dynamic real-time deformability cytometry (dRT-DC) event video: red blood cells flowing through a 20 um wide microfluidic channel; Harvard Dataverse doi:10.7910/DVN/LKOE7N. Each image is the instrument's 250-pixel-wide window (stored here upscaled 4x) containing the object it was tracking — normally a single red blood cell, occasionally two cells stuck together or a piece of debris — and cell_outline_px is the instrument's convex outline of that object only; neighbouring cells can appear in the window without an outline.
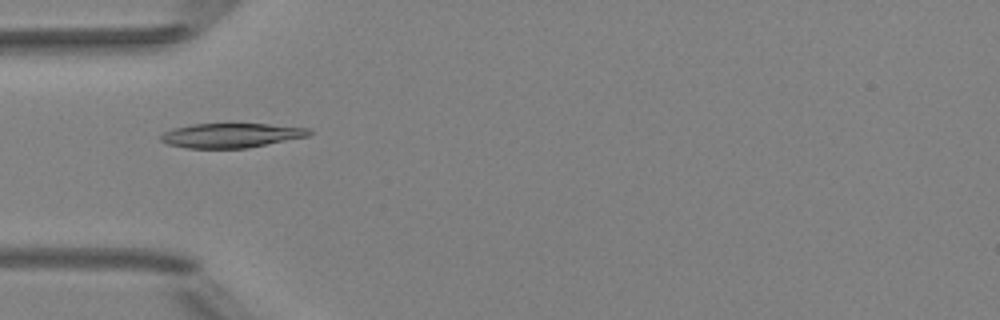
{"species": "Egyptian fruit bat (a non-hibernating species)", "species_latin": "Rousettus aegyptiacus", "temperature_condition": "room temperature", "stored_images_in_passage": 2, "camera_frame_rate_fps": 3000, "um_per_image_px": 0.085, "animal": {"sex": "female"}, "frame": {"image": 1, "passage_image": 1, "time_ms": 0.0, "image_size_px": [1000, 320], "cell_outline_px": [[312, 132], [308, 136], [248, 148], [188, 148], [168, 144], [160, 140], [160, 136], [164, 132], [172, 128], [192, 124], [268, 124], [308, 128]], "centroid_in_image_um": [19.63, 11.51], "position_along_channel_um": 65.4, "area_um2": 21.04}}
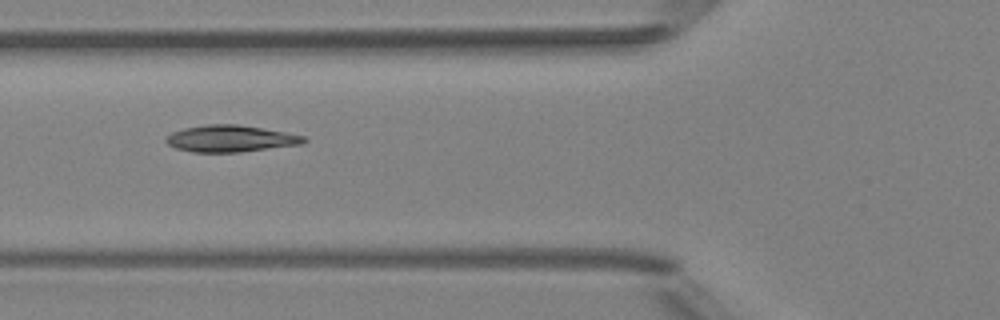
{"frame": {"image": 2, "passage_image": 2, "time_ms": 1.0, "image_size_px": [1000, 320], "cell_outline_px": [[308, 140], [300, 144], [240, 152], [192, 152], [176, 148], [168, 144], [164, 140], [172, 132], [184, 128], [208, 124], [236, 124], [284, 132], [304, 136]], "centroid_in_image_um": [19.56, 11.78], "position_along_channel_um": 106.2, "area_um2": 21.15}}